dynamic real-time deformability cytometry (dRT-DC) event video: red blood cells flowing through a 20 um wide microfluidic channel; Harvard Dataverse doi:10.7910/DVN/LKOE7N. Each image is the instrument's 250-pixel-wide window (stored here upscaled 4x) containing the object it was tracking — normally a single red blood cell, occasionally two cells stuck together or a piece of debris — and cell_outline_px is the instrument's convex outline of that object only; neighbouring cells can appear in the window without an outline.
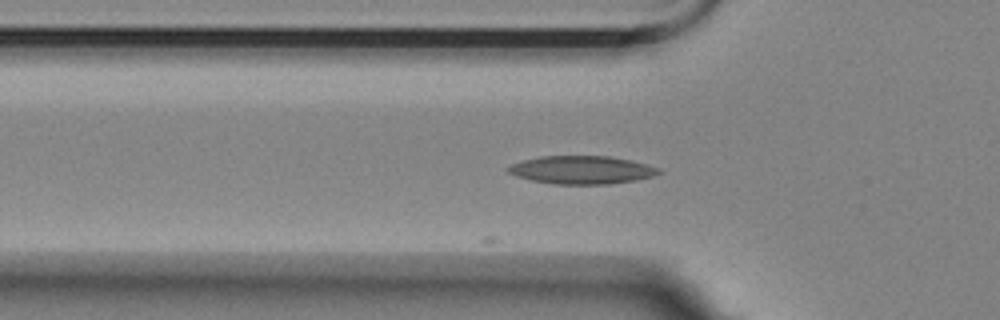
{"species": "Egyptian fruit bat (a non-hibernating species)", "species_latin": "Rousettus aegyptiacus", "temperature_condition": "room temperature", "stored_images_in_passage": 2, "camera_frame_rate_fps": 3000, "um_per_image_px": 0.085, "animal": {"sex": "female"}, "frame": {"image": 1, "passage_image": 2, "time_ms": 0.333, "image_size_px": [1000, 320], "cell_outline_px": [[664, 172], [652, 176], [636, 180], [608, 184], [556, 184], [532, 180], [516, 176], [508, 172], [504, 168], [512, 164], [524, 160], [540, 156], [608, 156], [632, 160], [660, 168]], "centroid_in_image_um": [49.46, 14.44], "position_along_channel_um": 76.3, "area_um2": 24.68}}